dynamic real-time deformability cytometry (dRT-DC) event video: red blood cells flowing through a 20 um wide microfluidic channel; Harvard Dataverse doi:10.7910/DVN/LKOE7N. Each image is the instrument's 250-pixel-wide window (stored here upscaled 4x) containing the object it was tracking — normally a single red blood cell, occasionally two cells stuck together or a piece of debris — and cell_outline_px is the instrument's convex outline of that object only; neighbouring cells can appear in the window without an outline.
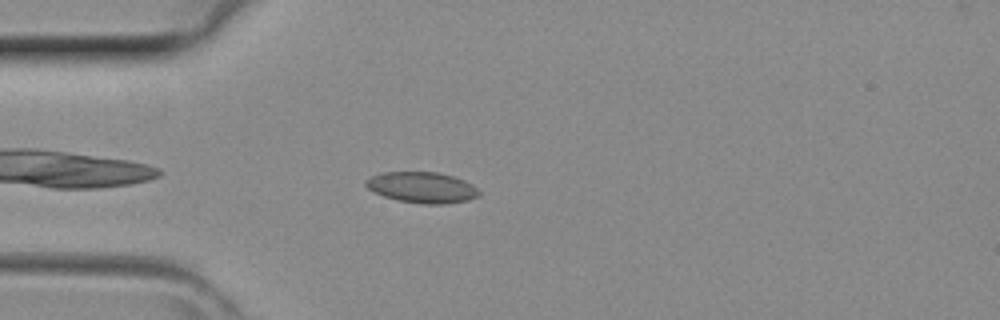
{"species": "common noctule bat (a hibernating species)", "species_latin": "Nyctalus noctula", "temperature_condition": "room temperature", "stored_images_in_passage": 29, "camera_frame_rate_fps": 3000, "um_per_image_px": 0.085, "animal": {"sex": "female", "body_mass_g": 29.2, "forearm_length_mm": 56.3}, "frame": {"image": 1, "passage_image": 3, "time_ms": 0.667, "image_size_px": [1000, 320], "cell_outline_px": [[480, 196], [468, 200], [444, 204], [424, 204], [396, 200], [384, 196], [368, 188], [364, 184], [364, 180], [380, 172], [436, 172], [452, 176], [464, 180], [472, 184], [480, 192]], "centroid_in_image_um": [35.87, 15.93], "position_along_channel_um": 49.1, "area_um2": 20.4}}
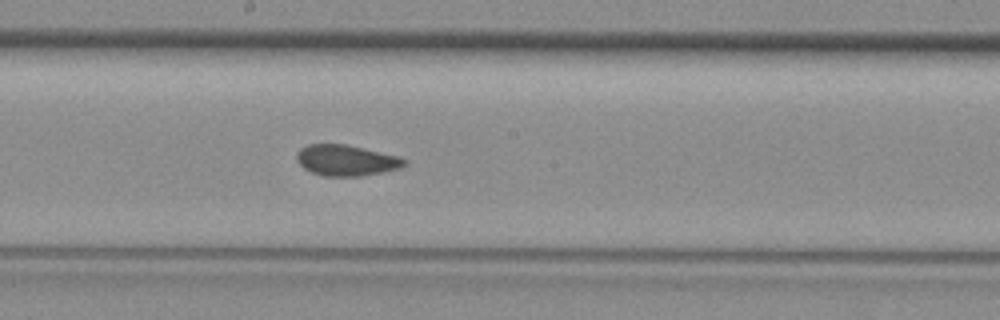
{"frame": {"image": 2, "passage_image": 14, "time_ms": 4.333, "image_size_px": [1000, 320], "cell_outline_px": [[408, 164], [400, 168], [360, 176], [324, 176], [312, 172], [304, 168], [296, 160], [296, 152], [300, 148], [308, 144], [348, 144], [400, 156], [408, 160]], "centroid_in_image_um": [29.45, 13.61], "position_along_channel_um": 218.8, "area_um2": 19.59}}
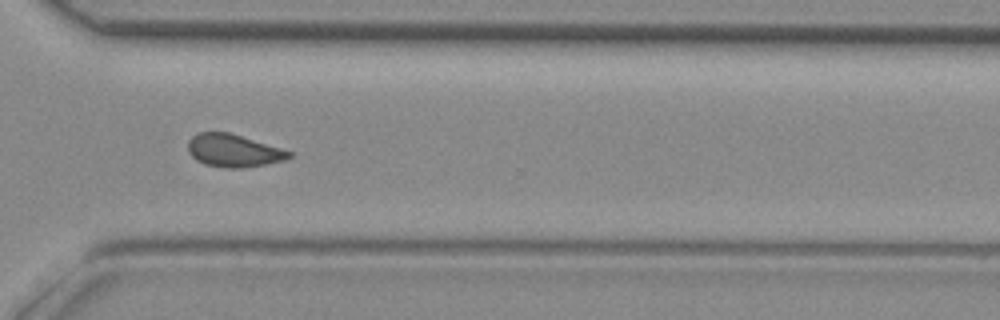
{"frame": {"image": 3, "passage_image": 22, "time_ms": 7.0, "image_size_px": [1000, 320], "cell_outline_px": [[292, 156], [284, 160], [264, 164], [240, 168], [224, 168], [204, 164], [196, 160], [188, 152], [188, 140], [192, 136], [200, 132], [228, 132], [280, 148], [292, 152]], "centroid_in_image_um": [19.8, 12.8], "position_along_channel_um": 350.8, "area_um2": 19.07}}